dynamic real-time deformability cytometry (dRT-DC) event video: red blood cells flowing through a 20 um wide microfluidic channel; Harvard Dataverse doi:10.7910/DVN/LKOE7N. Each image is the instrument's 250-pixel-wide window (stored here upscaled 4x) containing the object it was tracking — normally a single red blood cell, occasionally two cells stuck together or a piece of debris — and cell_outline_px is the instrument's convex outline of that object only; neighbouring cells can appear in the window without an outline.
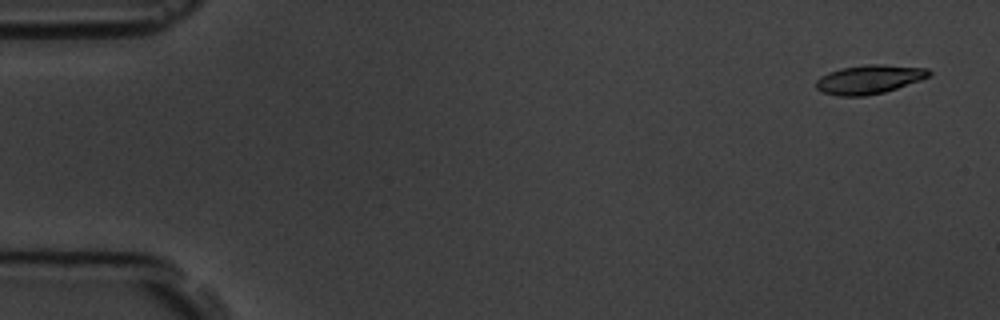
{"species": "common noctule bat (a hibernating species)", "species_latin": "Nyctalus noctula", "temperature_condition": "room temperature", "stored_images_in_passage": 5, "camera_frame_rate_fps": 3000, "um_per_image_px": 0.085, "animal": {"sex": "male", "body_mass_g": 19.5, "forearm_length_mm": 54.6}, "frame": {"image": 1, "passage_image": 1, "time_ms": 0.0, "image_size_px": [1000, 320], "cell_outline_px": [[932, 72], [928, 76], [920, 80], [884, 92], [864, 96], [840, 96], [820, 92], [816, 88], [816, 80], [820, 76], [828, 72], [840, 68], [864, 64], [880, 64], [928, 68]], "centroid_in_image_um": [73.84, 6.74], "position_along_channel_um": 11.2, "area_um2": 19.07}}